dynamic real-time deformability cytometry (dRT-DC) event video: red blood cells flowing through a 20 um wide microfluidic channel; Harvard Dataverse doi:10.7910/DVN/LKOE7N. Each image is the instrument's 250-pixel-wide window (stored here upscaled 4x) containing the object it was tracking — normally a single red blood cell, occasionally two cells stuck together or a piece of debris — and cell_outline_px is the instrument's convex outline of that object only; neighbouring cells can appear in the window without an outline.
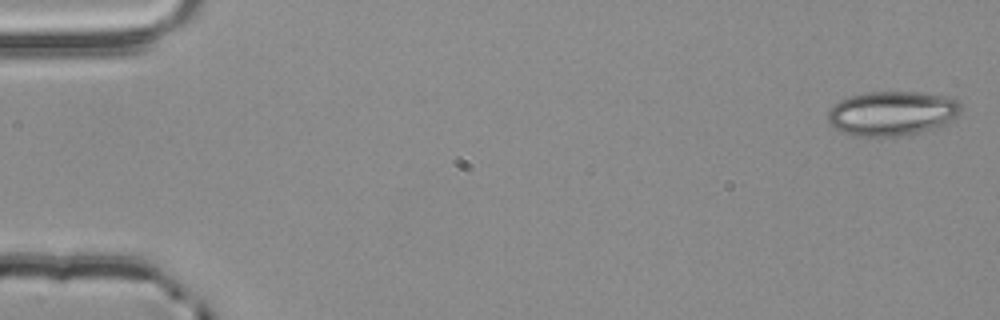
{"species": "common noctule bat (a hibernating species)", "species_latin": "Nyctalus noctula", "temperature_condition": "room temperature", "stored_images_in_passage": 3, "camera_frame_rate_fps": 3000, "um_per_image_px": 0.085, "animal": {"sex": "male", "body_mass_g": 20.4}, "frame": {"image": 1, "passage_image": 1, "time_ms": 0.0, "image_size_px": [1000, 320], "cell_outline_px": [[960, 112], [952, 120], [944, 124], [916, 132], [892, 136], [852, 136], [836, 128], [828, 120], [828, 112], [832, 104], [840, 100], [852, 96], [868, 92], [916, 92], [956, 96], [960, 104]], "centroid_in_image_um": [75.84, 9.6], "position_along_channel_um": 9.2, "area_um2": 34.28}}